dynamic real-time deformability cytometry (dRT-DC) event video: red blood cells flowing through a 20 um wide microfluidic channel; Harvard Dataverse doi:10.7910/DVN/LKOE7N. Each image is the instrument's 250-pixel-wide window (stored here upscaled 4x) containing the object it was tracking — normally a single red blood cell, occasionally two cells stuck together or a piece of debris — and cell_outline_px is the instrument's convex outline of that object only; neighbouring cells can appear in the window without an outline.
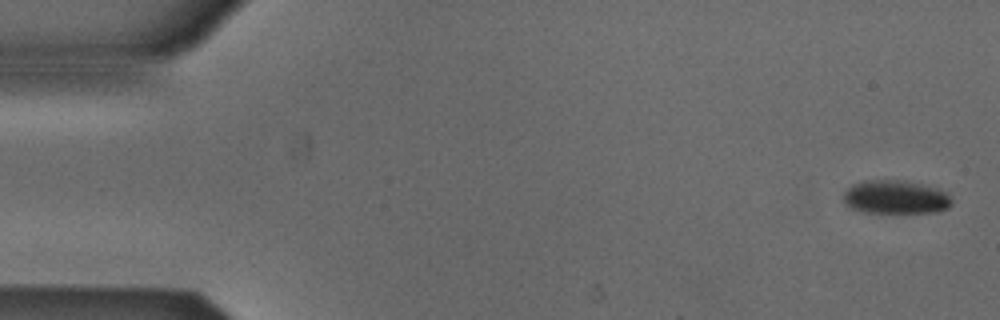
{"species": "Egyptian fruit bat (a non-hibernating species)", "species_latin": "Rousettus aegyptiacus", "temperature_condition": "cold", "stored_images_in_passage": 3, "segment_of_instrument_passage": [2, 2], "camera_frame_rate_fps": 3000, "um_per_image_px": 0.085, "animal": {"sex": "male"}, "frame": {"image": 1, "passage_image": 3, "time_ms": 0.667, "image_size_px": [1000, 320], "cell_outline_px": [[952, 204], [948, 208], [940, 212], [864, 212], [852, 208], [844, 200], [844, 192], [852, 184], [864, 180], [904, 180], [936, 188], [948, 192], [952, 200]], "centroid_in_image_um": [76.17, 16.75], "position_along_channel_um": 8.8, "area_um2": 21.15}}